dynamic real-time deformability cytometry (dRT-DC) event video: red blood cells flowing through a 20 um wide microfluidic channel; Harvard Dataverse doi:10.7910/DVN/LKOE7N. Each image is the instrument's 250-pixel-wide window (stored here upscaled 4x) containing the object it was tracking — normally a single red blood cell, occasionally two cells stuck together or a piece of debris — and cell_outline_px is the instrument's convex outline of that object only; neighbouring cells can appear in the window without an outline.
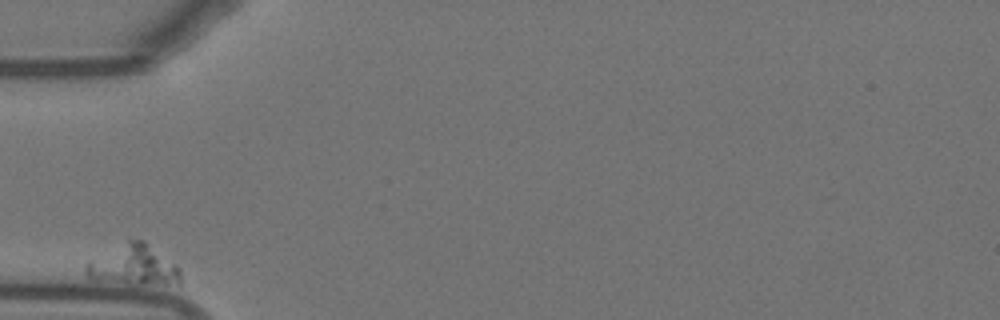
{"species": "Egyptian fruit bat (a non-hibernating species)", "species_latin": "Rousettus aegyptiacus", "temperature_condition": "warm", "stored_images_in_passage": 36, "segment_of_instrument_passage": [1, 2], "camera_frame_rate_fps": 3000, "um_per_image_px": 0.085, "animal": {"sex": "female"}, "frame": {"image": 1, "passage_image": 1, "time_ms": 0.0, "image_size_px": [1000, 320], "cell_outline_px": [[180, 288], [92, 280], [84, 272], [84, 268], [88, 260], [128, 240], [144, 240], [176, 264], [180, 268]], "centroid_in_image_um": [11.41, 22.6], "position_along_channel_um": 73.6, "area_um2": 22.95}}